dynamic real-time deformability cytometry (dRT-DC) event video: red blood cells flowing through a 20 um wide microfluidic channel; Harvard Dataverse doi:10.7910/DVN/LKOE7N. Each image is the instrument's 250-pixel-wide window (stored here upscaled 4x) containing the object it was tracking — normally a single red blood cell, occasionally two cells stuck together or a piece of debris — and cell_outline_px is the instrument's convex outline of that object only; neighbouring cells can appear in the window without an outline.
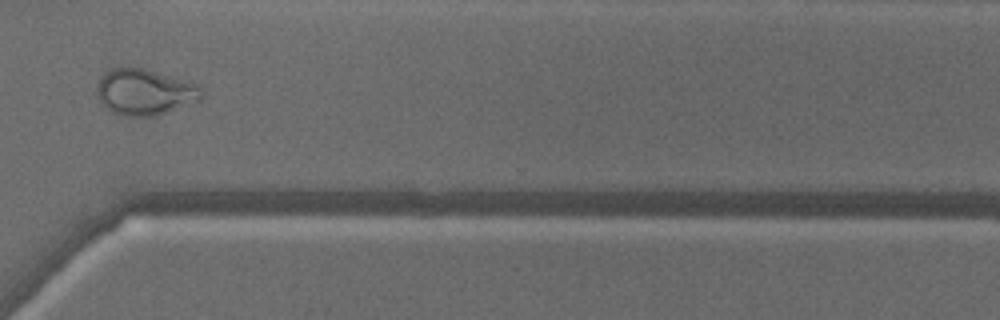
{"species": "common noctule bat (a hibernating species)", "species_latin": "Nyctalus noctula", "temperature_condition": "warm", "stored_images_in_passage": 48, "camera_frame_rate_fps": 3000, "um_per_image_px": 0.085, "animal": {"sex": "male", "body_mass_g": 18.8}, "frame": {"image": 1, "passage_image": 35, "time_ms": 11.333, "image_size_px": [1000, 320], "cell_outline_px": [[204, 96], [200, 100], [152, 116], [124, 116], [112, 112], [96, 96], [96, 84], [100, 76], [104, 72], [112, 68], [140, 68], [192, 80], [200, 84], [204, 92]], "centroid_in_image_um": [12.33, 7.8], "position_along_channel_um": 358.3, "area_um2": 28.32}}